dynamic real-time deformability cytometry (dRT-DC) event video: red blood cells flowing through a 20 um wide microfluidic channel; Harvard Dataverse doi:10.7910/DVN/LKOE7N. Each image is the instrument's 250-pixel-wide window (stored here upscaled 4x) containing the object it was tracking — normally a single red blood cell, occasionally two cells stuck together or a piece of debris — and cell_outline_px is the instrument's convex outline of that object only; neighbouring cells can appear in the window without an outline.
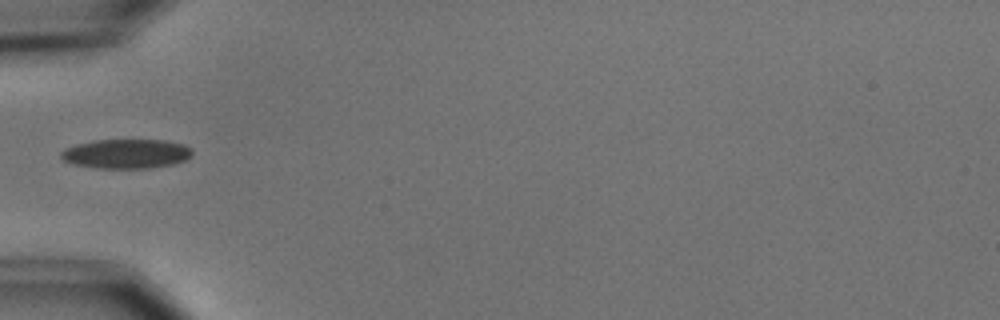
{"species": "common noctule bat (a hibernating species)", "species_latin": "Nyctalus noctula", "temperature_condition": "cold", "stored_images_in_passage": 1, "camera_frame_rate_fps": 3000, "um_per_image_px": 0.085, "animal": {"sex": "male", "body_mass_g": 15.6}, "frame": {"image": 1, "passage_image": 1, "time_ms": 0.0, "image_size_px": [1000, 320], "cell_outline_px": [[192, 156], [184, 160], [172, 164], [152, 168], [96, 168], [76, 164], [64, 160], [60, 156], [60, 152], [64, 148], [76, 144], [92, 140], [164, 140], [184, 144], [192, 148]], "centroid_in_image_um": [10.74, 13.06], "position_along_channel_um": 74.3, "area_um2": 22.54}}